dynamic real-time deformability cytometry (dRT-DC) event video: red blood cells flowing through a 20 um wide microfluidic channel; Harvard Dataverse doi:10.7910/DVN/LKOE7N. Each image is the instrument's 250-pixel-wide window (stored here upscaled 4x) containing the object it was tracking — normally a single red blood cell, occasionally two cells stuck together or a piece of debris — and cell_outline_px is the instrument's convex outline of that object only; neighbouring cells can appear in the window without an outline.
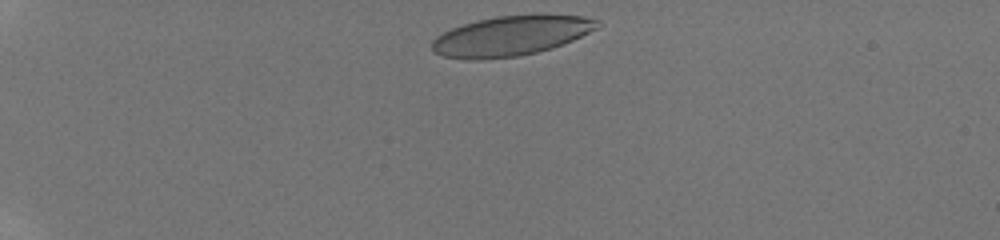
{"species": "human", "species_latin": "Homo sapiens", "temperature_condition": "room temperature", "stored_images_in_passage": 7, "camera_frame_rate_fps": 3000, "um_per_image_px": 0.085, "donor": {"sex": "male"}, "frame": {"image": 1, "passage_image": 1, "time_ms": 0.0, "image_size_px": [1000, 240], "cell_outline_px": [[604, 24], [600, 28], [572, 40], [552, 48], [536, 52], [516, 56], [480, 60], [464, 60], [444, 56], [436, 52], [432, 48], [432, 40], [436, 36], [452, 28], [476, 20], [496, 16], [536, 12], [580, 16], [600, 20]], "centroid_in_image_um": [43.5, 3.01], "position_along_channel_um": 41.5, "area_um2": 39.25}}
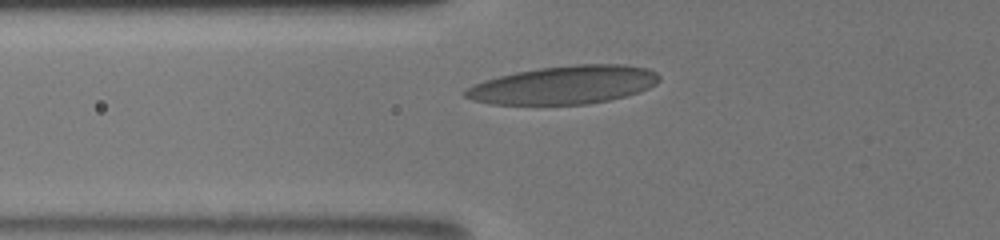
{"frame": {"image": 2, "passage_image": 4, "time_ms": 2.667, "image_size_px": [1000, 240], "cell_outline_px": [[660, 80], [656, 84], [640, 92], [608, 100], [588, 104], [488, 104], [472, 100], [464, 96], [460, 92], [484, 80], [516, 72], [540, 68], [572, 64], [624, 64], [648, 68], [656, 72], [660, 76]], "centroid_in_image_um": [47.95, 7.21], "position_along_channel_um": 77.8, "area_um2": 43.23}}
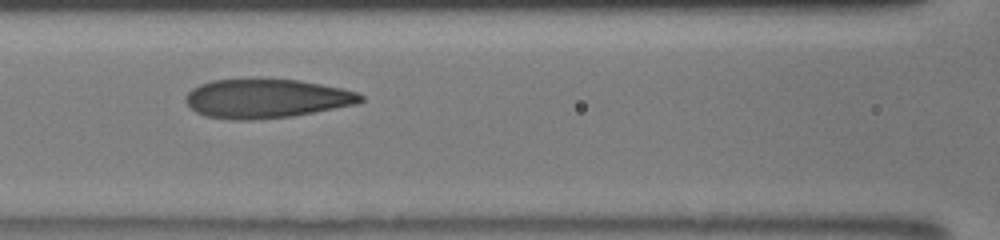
{"frame": {"image": 3, "passage_image": 6, "time_ms": 4.333, "image_size_px": [1000, 240], "cell_outline_px": [[364, 100], [356, 104], [292, 116], [252, 120], [232, 120], [204, 116], [196, 112], [184, 100], [188, 92], [192, 88], [200, 84], [212, 80], [300, 80], [344, 88], [356, 92], [364, 96]], "centroid_in_image_um": [22.64, 8.39], "position_along_channel_um": 144.0, "area_um2": 39.59}}